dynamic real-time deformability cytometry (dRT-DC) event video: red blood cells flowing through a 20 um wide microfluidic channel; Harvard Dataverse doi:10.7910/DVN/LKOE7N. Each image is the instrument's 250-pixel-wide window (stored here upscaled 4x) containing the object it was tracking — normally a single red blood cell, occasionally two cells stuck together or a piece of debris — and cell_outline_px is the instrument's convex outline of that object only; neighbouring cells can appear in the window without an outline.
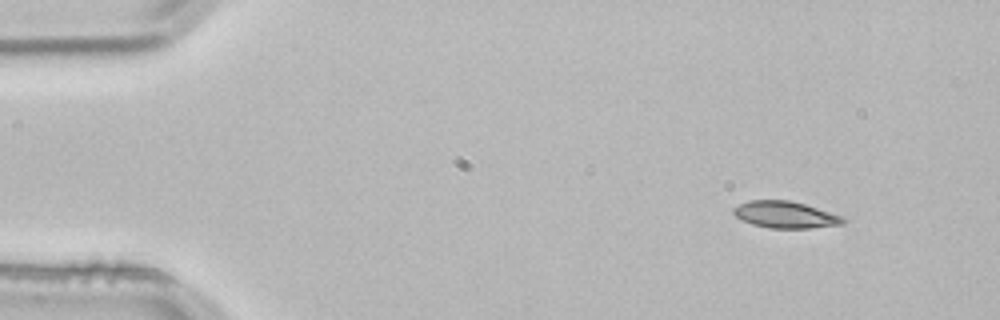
{"species": "common noctule bat (a hibernating species)", "species_latin": "Nyctalus noctula", "temperature_condition": "room temperature", "stored_images_in_passage": 2, "camera_frame_rate_fps": 3000, "um_per_image_px": 0.085, "animal": {"sex": "male", "body_mass_g": 21.5, "forearm_length_mm": 52.0}, "frame": {"image": 1, "passage_image": 1, "time_ms": 0.0, "image_size_px": [1000, 320], "cell_outline_px": [[848, 220], [844, 224], [808, 228], [768, 228], [752, 224], [736, 216], [732, 212], [732, 208], [748, 200], [788, 200], [804, 204], [840, 216]], "centroid_in_image_um": [66.73, 18.25], "position_along_channel_um": 18.3, "area_um2": 16.88}}